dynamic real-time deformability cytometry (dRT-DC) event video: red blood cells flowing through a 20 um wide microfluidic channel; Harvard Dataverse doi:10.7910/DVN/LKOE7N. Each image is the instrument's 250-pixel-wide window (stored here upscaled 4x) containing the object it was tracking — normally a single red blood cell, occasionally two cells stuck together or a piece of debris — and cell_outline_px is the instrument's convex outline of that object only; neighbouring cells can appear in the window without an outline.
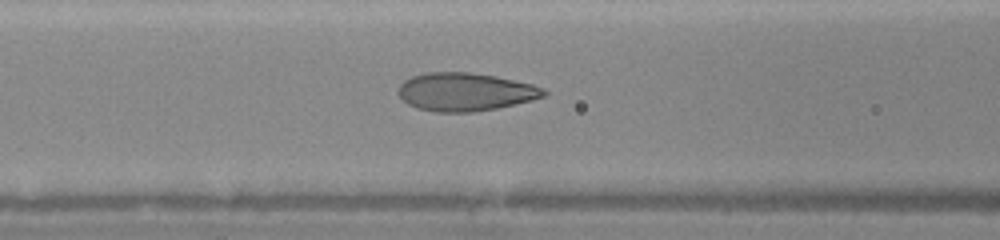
{"species": "human", "species_latin": "Homo sapiens", "temperature_condition": "warm", "stored_images_in_passage": 45, "camera_frame_rate_fps": 3000, "um_per_image_px": 0.085, "donor": {"sex": "female"}, "frame": {"image": 1, "passage_image": 19, "time_ms": 6.0, "image_size_px": [1000, 240], "cell_outline_px": [[548, 92], [544, 96], [532, 100], [496, 108], [472, 112], [436, 112], [416, 108], [408, 104], [400, 96], [400, 84], [404, 80], [412, 76], [424, 72], [468, 72], [496, 76], [532, 84], [544, 88]], "centroid_in_image_um": [39.55, 7.8], "position_along_channel_um": 127.0, "area_um2": 32.25}}
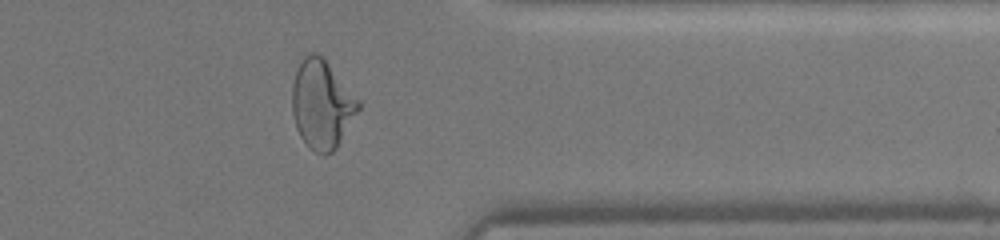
{"frame": {"image": 2, "passage_image": 37, "time_ms": 12.0, "image_size_px": [1000, 240], "cell_outline_px": [[360, 108], [336, 148], [332, 152], [324, 156], [308, 148], [300, 136], [296, 128], [292, 112], [292, 84], [296, 72], [304, 56], [308, 52], [316, 52], [328, 64], [360, 100]], "centroid_in_image_um": [27.34, 8.9], "position_along_channel_um": 384.1, "area_um2": 33.99}}
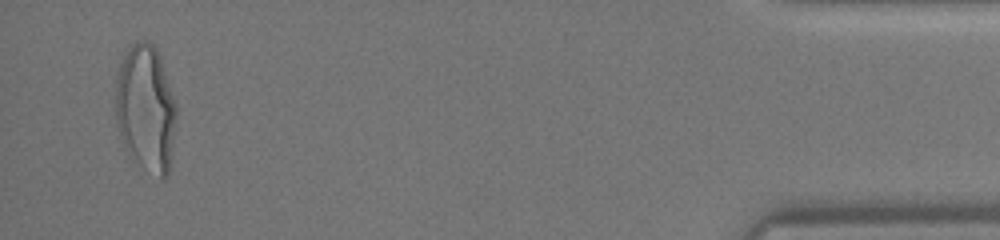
{"frame": {"image": 3, "passage_image": 44, "time_ms": 14.333, "image_size_px": [1000, 240], "cell_outline_px": [[176, 120], [168, 176], [164, 180], [160, 180], [144, 168], [140, 164], [124, 144], [116, 124], [116, 80], [120, 64], [128, 44], [140, 40], [144, 40], [152, 44], [156, 48], [160, 56], [176, 104]], "centroid_in_image_um": [12.4, 9.18], "position_along_channel_um": 422.8, "area_um2": 44.85}}